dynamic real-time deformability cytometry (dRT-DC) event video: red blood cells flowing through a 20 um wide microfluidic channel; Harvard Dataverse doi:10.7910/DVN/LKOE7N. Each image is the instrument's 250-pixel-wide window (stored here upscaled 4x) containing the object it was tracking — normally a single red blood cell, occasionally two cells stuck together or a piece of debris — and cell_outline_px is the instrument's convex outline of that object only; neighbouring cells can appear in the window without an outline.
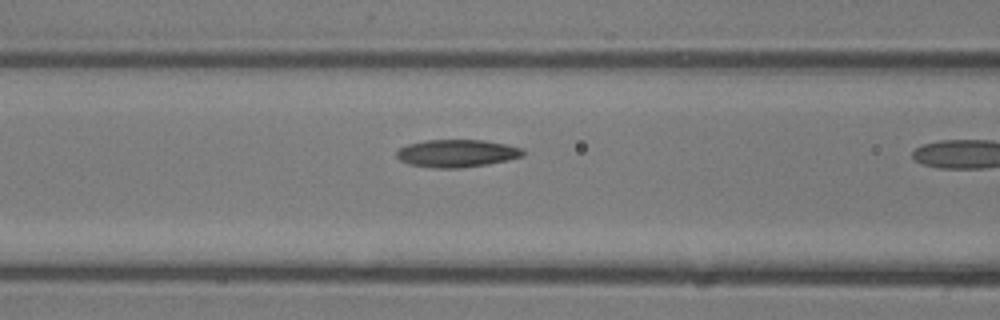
{"species": "common noctule bat (a hibernating species)", "species_latin": "Nyctalus noctula", "temperature_condition": "room temperature", "stored_images_in_passage": 7, "camera_frame_rate_fps": 3000, "um_per_image_px": 0.085, "animal": {"sex": "male", "body_mass_g": 13.3}, "frame": {"image": 1, "passage_image": 6, "time_ms": 1.667, "image_size_px": [1000, 320], "cell_outline_px": [[524, 156], [508, 160], [488, 164], [460, 168], [432, 168], [408, 164], [400, 160], [396, 156], [396, 152], [400, 148], [408, 144], [424, 140], [484, 140], [524, 148]], "centroid_in_image_um": [38.83, 13.03], "position_along_channel_um": 127.8, "area_um2": 20.46}}